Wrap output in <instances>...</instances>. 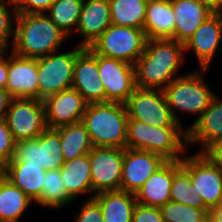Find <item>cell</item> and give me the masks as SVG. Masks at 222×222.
Wrapping results in <instances>:
<instances>
[{
  "label": "cell",
  "mask_w": 222,
  "mask_h": 222,
  "mask_svg": "<svg viewBox=\"0 0 222 222\" xmlns=\"http://www.w3.org/2000/svg\"><path fill=\"white\" fill-rule=\"evenodd\" d=\"M184 44L173 39H147L142 55L134 64L136 86L163 90L184 62Z\"/></svg>",
  "instance_id": "obj_1"
},
{
  "label": "cell",
  "mask_w": 222,
  "mask_h": 222,
  "mask_svg": "<svg viewBox=\"0 0 222 222\" xmlns=\"http://www.w3.org/2000/svg\"><path fill=\"white\" fill-rule=\"evenodd\" d=\"M67 38L46 13H17L11 51L23 58L38 59L59 50Z\"/></svg>",
  "instance_id": "obj_2"
},
{
  "label": "cell",
  "mask_w": 222,
  "mask_h": 222,
  "mask_svg": "<svg viewBox=\"0 0 222 222\" xmlns=\"http://www.w3.org/2000/svg\"><path fill=\"white\" fill-rule=\"evenodd\" d=\"M128 113L125 104H87L81 123L93 147L126 148Z\"/></svg>",
  "instance_id": "obj_3"
},
{
  "label": "cell",
  "mask_w": 222,
  "mask_h": 222,
  "mask_svg": "<svg viewBox=\"0 0 222 222\" xmlns=\"http://www.w3.org/2000/svg\"><path fill=\"white\" fill-rule=\"evenodd\" d=\"M126 148L157 153L167 161L181 160L188 148L187 130L183 127H153L129 118Z\"/></svg>",
  "instance_id": "obj_4"
},
{
  "label": "cell",
  "mask_w": 222,
  "mask_h": 222,
  "mask_svg": "<svg viewBox=\"0 0 222 222\" xmlns=\"http://www.w3.org/2000/svg\"><path fill=\"white\" fill-rule=\"evenodd\" d=\"M206 71L207 69H201L185 75L182 74L163 89L167 104L179 124L181 122L176 112L195 113L199 115V118L209 107L215 93L208 87L204 76H202Z\"/></svg>",
  "instance_id": "obj_5"
},
{
  "label": "cell",
  "mask_w": 222,
  "mask_h": 222,
  "mask_svg": "<svg viewBox=\"0 0 222 222\" xmlns=\"http://www.w3.org/2000/svg\"><path fill=\"white\" fill-rule=\"evenodd\" d=\"M147 43L143 29L111 24L89 48L97 55L134 65Z\"/></svg>",
  "instance_id": "obj_6"
},
{
  "label": "cell",
  "mask_w": 222,
  "mask_h": 222,
  "mask_svg": "<svg viewBox=\"0 0 222 222\" xmlns=\"http://www.w3.org/2000/svg\"><path fill=\"white\" fill-rule=\"evenodd\" d=\"M84 49L77 48L66 53H51L37 59L38 99L72 88L76 56Z\"/></svg>",
  "instance_id": "obj_7"
},
{
  "label": "cell",
  "mask_w": 222,
  "mask_h": 222,
  "mask_svg": "<svg viewBox=\"0 0 222 222\" xmlns=\"http://www.w3.org/2000/svg\"><path fill=\"white\" fill-rule=\"evenodd\" d=\"M128 117L153 127H183L167 104L163 90L136 88L125 103Z\"/></svg>",
  "instance_id": "obj_8"
},
{
  "label": "cell",
  "mask_w": 222,
  "mask_h": 222,
  "mask_svg": "<svg viewBox=\"0 0 222 222\" xmlns=\"http://www.w3.org/2000/svg\"><path fill=\"white\" fill-rule=\"evenodd\" d=\"M181 166L189 173L195 193L200 195L209 210L222 199V171L204 153L184 156Z\"/></svg>",
  "instance_id": "obj_9"
},
{
  "label": "cell",
  "mask_w": 222,
  "mask_h": 222,
  "mask_svg": "<svg viewBox=\"0 0 222 222\" xmlns=\"http://www.w3.org/2000/svg\"><path fill=\"white\" fill-rule=\"evenodd\" d=\"M5 120L15 141L37 138L47 128L43 100L12 98Z\"/></svg>",
  "instance_id": "obj_10"
},
{
  "label": "cell",
  "mask_w": 222,
  "mask_h": 222,
  "mask_svg": "<svg viewBox=\"0 0 222 222\" xmlns=\"http://www.w3.org/2000/svg\"><path fill=\"white\" fill-rule=\"evenodd\" d=\"M88 156L93 197L101 192L120 191L124 149L93 147Z\"/></svg>",
  "instance_id": "obj_11"
},
{
  "label": "cell",
  "mask_w": 222,
  "mask_h": 222,
  "mask_svg": "<svg viewBox=\"0 0 222 222\" xmlns=\"http://www.w3.org/2000/svg\"><path fill=\"white\" fill-rule=\"evenodd\" d=\"M98 69L105 88L106 102L125 104L137 88L134 65L98 55Z\"/></svg>",
  "instance_id": "obj_12"
},
{
  "label": "cell",
  "mask_w": 222,
  "mask_h": 222,
  "mask_svg": "<svg viewBox=\"0 0 222 222\" xmlns=\"http://www.w3.org/2000/svg\"><path fill=\"white\" fill-rule=\"evenodd\" d=\"M72 88L87 104L106 102L105 88L99 75L98 55L89 47L76 56Z\"/></svg>",
  "instance_id": "obj_13"
},
{
  "label": "cell",
  "mask_w": 222,
  "mask_h": 222,
  "mask_svg": "<svg viewBox=\"0 0 222 222\" xmlns=\"http://www.w3.org/2000/svg\"><path fill=\"white\" fill-rule=\"evenodd\" d=\"M166 161L157 153L125 148L120 191L135 194Z\"/></svg>",
  "instance_id": "obj_14"
},
{
  "label": "cell",
  "mask_w": 222,
  "mask_h": 222,
  "mask_svg": "<svg viewBox=\"0 0 222 222\" xmlns=\"http://www.w3.org/2000/svg\"><path fill=\"white\" fill-rule=\"evenodd\" d=\"M47 128L81 122L87 103L73 88L50 95L43 100Z\"/></svg>",
  "instance_id": "obj_15"
},
{
  "label": "cell",
  "mask_w": 222,
  "mask_h": 222,
  "mask_svg": "<svg viewBox=\"0 0 222 222\" xmlns=\"http://www.w3.org/2000/svg\"><path fill=\"white\" fill-rule=\"evenodd\" d=\"M222 40V13H213L184 43V50H192L200 69H208Z\"/></svg>",
  "instance_id": "obj_16"
},
{
  "label": "cell",
  "mask_w": 222,
  "mask_h": 222,
  "mask_svg": "<svg viewBox=\"0 0 222 222\" xmlns=\"http://www.w3.org/2000/svg\"><path fill=\"white\" fill-rule=\"evenodd\" d=\"M186 130L187 146L199 142L202 145L199 153L222 141V99L214 94L209 107Z\"/></svg>",
  "instance_id": "obj_17"
},
{
  "label": "cell",
  "mask_w": 222,
  "mask_h": 222,
  "mask_svg": "<svg viewBox=\"0 0 222 222\" xmlns=\"http://www.w3.org/2000/svg\"><path fill=\"white\" fill-rule=\"evenodd\" d=\"M9 56L5 89L12 98L38 99L37 59L23 58L12 51Z\"/></svg>",
  "instance_id": "obj_18"
},
{
  "label": "cell",
  "mask_w": 222,
  "mask_h": 222,
  "mask_svg": "<svg viewBox=\"0 0 222 222\" xmlns=\"http://www.w3.org/2000/svg\"><path fill=\"white\" fill-rule=\"evenodd\" d=\"M180 167L181 160L166 161L135 193L137 203L160 208L169 202L173 175Z\"/></svg>",
  "instance_id": "obj_19"
},
{
  "label": "cell",
  "mask_w": 222,
  "mask_h": 222,
  "mask_svg": "<svg viewBox=\"0 0 222 222\" xmlns=\"http://www.w3.org/2000/svg\"><path fill=\"white\" fill-rule=\"evenodd\" d=\"M111 24L109 0H84L76 29L83 41L78 45L88 48Z\"/></svg>",
  "instance_id": "obj_20"
},
{
  "label": "cell",
  "mask_w": 222,
  "mask_h": 222,
  "mask_svg": "<svg viewBox=\"0 0 222 222\" xmlns=\"http://www.w3.org/2000/svg\"><path fill=\"white\" fill-rule=\"evenodd\" d=\"M175 13L171 0H147L143 31L147 39H173Z\"/></svg>",
  "instance_id": "obj_21"
},
{
  "label": "cell",
  "mask_w": 222,
  "mask_h": 222,
  "mask_svg": "<svg viewBox=\"0 0 222 222\" xmlns=\"http://www.w3.org/2000/svg\"><path fill=\"white\" fill-rule=\"evenodd\" d=\"M175 13L174 40L185 43L213 13L197 0H171Z\"/></svg>",
  "instance_id": "obj_22"
},
{
  "label": "cell",
  "mask_w": 222,
  "mask_h": 222,
  "mask_svg": "<svg viewBox=\"0 0 222 222\" xmlns=\"http://www.w3.org/2000/svg\"><path fill=\"white\" fill-rule=\"evenodd\" d=\"M60 171L66 192L73 201L79 195L87 194L88 192H91L89 198H93L91 166L88 154L65 161Z\"/></svg>",
  "instance_id": "obj_23"
},
{
  "label": "cell",
  "mask_w": 222,
  "mask_h": 222,
  "mask_svg": "<svg viewBox=\"0 0 222 222\" xmlns=\"http://www.w3.org/2000/svg\"><path fill=\"white\" fill-rule=\"evenodd\" d=\"M100 205L104 222H131L137 204L133 193L110 191L95 194L93 197Z\"/></svg>",
  "instance_id": "obj_24"
},
{
  "label": "cell",
  "mask_w": 222,
  "mask_h": 222,
  "mask_svg": "<svg viewBox=\"0 0 222 222\" xmlns=\"http://www.w3.org/2000/svg\"><path fill=\"white\" fill-rule=\"evenodd\" d=\"M45 173L40 165L7 164L6 178L36 202L42 194Z\"/></svg>",
  "instance_id": "obj_25"
},
{
  "label": "cell",
  "mask_w": 222,
  "mask_h": 222,
  "mask_svg": "<svg viewBox=\"0 0 222 222\" xmlns=\"http://www.w3.org/2000/svg\"><path fill=\"white\" fill-rule=\"evenodd\" d=\"M33 202L8 178L0 182V221L17 222Z\"/></svg>",
  "instance_id": "obj_26"
},
{
  "label": "cell",
  "mask_w": 222,
  "mask_h": 222,
  "mask_svg": "<svg viewBox=\"0 0 222 222\" xmlns=\"http://www.w3.org/2000/svg\"><path fill=\"white\" fill-rule=\"evenodd\" d=\"M61 140L64 161H69L88 154L93 146L88 131L81 123L65 125L57 128Z\"/></svg>",
  "instance_id": "obj_27"
},
{
  "label": "cell",
  "mask_w": 222,
  "mask_h": 222,
  "mask_svg": "<svg viewBox=\"0 0 222 222\" xmlns=\"http://www.w3.org/2000/svg\"><path fill=\"white\" fill-rule=\"evenodd\" d=\"M113 25L143 29L147 0H109Z\"/></svg>",
  "instance_id": "obj_28"
},
{
  "label": "cell",
  "mask_w": 222,
  "mask_h": 222,
  "mask_svg": "<svg viewBox=\"0 0 222 222\" xmlns=\"http://www.w3.org/2000/svg\"><path fill=\"white\" fill-rule=\"evenodd\" d=\"M83 2L84 0H56L46 15L69 38L72 31L77 29Z\"/></svg>",
  "instance_id": "obj_29"
},
{
  "label": "cell",
  "mask_w": 222,
  "mask_h": 222,
  "mask_svg": "<svg viewBox=\"0 0 222 222\" xmlns=\"http://www.w3.org/2000/svg\"><path fill=\"white\" fill-rule=\"evenodd\" d=\"M39 165L46 171L60 169L65 163L59 130L46 128L38 136Z\"/></svg>",
  "instance_id": "obj_30"
},
{
  "label": "cell",
  "mask_w": 222,
  "mask_h": 222,
  "mask_svg": "<svg viewBox=\"0 0 222 222\" xmlns=\"http://www.w3.org/2000/svg\"><path fill=\"white\" fill-rule=\"evenodd\" d=\"M72 201L66 192L60 169L46 171L42 194L36 203L44 207L60 208Z\"/></svg>",
  "instance_id": "obj_31"
},
{
  "label": "cell",
  "mask_w": 222,
  "mask_h": 222,
  "mask_svg": "<svg viewBox=\"0 0 222 222\" xmlns=\"http://www.w3.org/2000/svg\"><path fill=\"white\" fill-rule=\"evenodd\" d=\"M195 192L189 173L181 166L173 175L170 201L195 208H206L202 197Z\"/></svg>",
  "instance_id": "obj_32"
},
{
  "label": "cell",
  "mask_w": 222,
  "mask_h": 222,
  "mask_svg": "<svg viewBox=\"0 0 222 222\" xmlns=\"http://www.w3.org/2000/svg\"><path fill=\"white\" fill-rule=\"evenodd\" d=\"M164 222H206L207 208H195L174 201H169L160 208Z\"/></svg>",
  "instance_id": "obj_33"
},
{
  "label": "cell",
  "mask_w": 222,
  "mask_h": 222,
  "mask_svg": "<svg viewBox=\"0 0 222 222\" xmlns=\"http://www.w3.org/2000/svg\"><path fill=\"white\" fill-rule=\"evenodd\" d=\"M7 7H12L10 12ZM17 11L13 0H0V48L8 51L9 38L14 40Z\"/></svg>",
  "instance_id": "obj_34"
},
{
  "label": "cell",
  "mask_w": 222,
  "mask_h": 222,
  "mask_svg": "<svg viewBox=\"0 0 222 222\" xmlns=\"http://www.w3.org/2000/svg\"><path fill=\"white\" fill-rule=\"evenodd\" d=\"M7 164L39 165L38 137L15 141L14 156Z\"/></svg>",
  "instance_id": "obj_35"
},
{
  "label": "cell",
  "mask_w": 222,
  "mask_h": 222,
  "mask_svg": "<svg viewBox=\"0 0 222 222\" xmlns=\"http://www.w3.org/2000/svg\"><path fill=\"white\" fill-rule=\"evenodd\" d=\"M15 140L5 119H0V160L6 164L13 158Z\"/></svg>",
  "instance_id": "obj_36"
},
{
  "label": "cell",
  "mask_w": 222,
  "mask_h": 222,
  "mask_svg": "<svg viewBox=\"0 0 222 222\" xmlns=\"http://www.w3.org/2000/svg\"><path fill=\"white\" fill-rule=\"evenodd\" d=\"M75 222H104L99 203L94 198H88L75 217Z\"/></svg>",
  "instance_id": "obj_37"
},
{
  "label": "cell",
  "mask_w": 222,
  "mask_h": 222,
  "mask_svg": "<svg viewBox=\"0 0 222 222\" xmlns=\"http://www.w3.org/2000/svg\"><path fill=\"white\" fill-rule=\"evenodd\" d=\"M56 0H13L17 13H46Z\"/></svg>",
  "instance_id": "obj_38"
},
{
  "label": "cell",
  "mask_w": 222,
  "mask_h": 222,
  "mask_svg": "<svg viewBox=\"0 0 222 222\" xmlns=\"http://www.w3.org/2000/svg\"><path fill=\"white\" fill-rule=\"evenodd\" d=\"M131 222H164L158 207H149L136 204L132 213Z\"/></svg>",
  "instance_id": "obj_39"
},
{
  "label": "cell",
  "mask_w": 222,
  "mask_h": 222,
  "mask_svg": "<svg viewBox=\"0 0 222 222\" xmlns=\"http://www.w3.org/2000/svg\"><path fill=\"white\" fill-rule=\"evenodd\" d=\"M204 154L222 171V141L214 143Z\"/></svg>",
  "instance_id": "obj_40"
},
{
  "label": "cell",
  "mask_w": 222,
  "mask_h": 222,
  "mask_svg": "<svg viewBox=\"0 0 222 222\" xmlns=\"http://www.w3.org/2000/svg\"><path fill=\"white\" fill-rule=\"evenodd\" d=\"M7 51L3 50L0 53V88L5 89L8 76V57ZM7 58V59H6Z\"/></svg>",
  "instance_id": "obj_41"
},
{
  "label": "cell",
  "mask_w": 222,
  "mask_h": 222,
  "mask_svg": "<svg viewBox=\"0 0 222 222\" xmlns=\"http://www.w3.org/2000/svg\"><path fill=\"white\" fill-rule=\"evenodd\" d=\"M12 96L6 89L0 88V119H5Z\"/></svg>",
  "instance_id": "obj_42"
},
{
  "label": "cell",
  "mask_w": 222,
  "mask_h": 222,
  "mask_svg": "<svg viewBox=\"0 0 222 222\" xmlns=\"http://www.w3.org/2000/svg\"><path fill=\"white\" fill-rule=\"evenodd\" d=\"M212 13H222V0H197Z\"/></svg>",
  "instance_id": "obj_43"
},
{
  "label": "cell",
  "mask_w": 222,
  "mask_h": 222,
  "mask_svg": "<svg viewBox=\"0 0 222 222\" xmlns=\"http://www.w3.org/2000/svg\"><path fill=\"white\" fill-rule=\"evenodd\" d=\"M207 218L209 222H222V202L208 210Z\"/></svg>",
  "instance_id": "obj_44"
},
{
  "label": "cell",
  "mask_w": 222,
  "mask_h": 222,
  "mask_svg": "<svg viewBox=\"0 0 222 222\" xmlns=\"http://www.w3.org/2000/svg\"><path fill=\"white\" fill-rule=\"evenodd\" d=\"M7 164L0 160V182L6 178Z\"/></svg>",
  "instance_id": "obj_45"
}]
</instances>
